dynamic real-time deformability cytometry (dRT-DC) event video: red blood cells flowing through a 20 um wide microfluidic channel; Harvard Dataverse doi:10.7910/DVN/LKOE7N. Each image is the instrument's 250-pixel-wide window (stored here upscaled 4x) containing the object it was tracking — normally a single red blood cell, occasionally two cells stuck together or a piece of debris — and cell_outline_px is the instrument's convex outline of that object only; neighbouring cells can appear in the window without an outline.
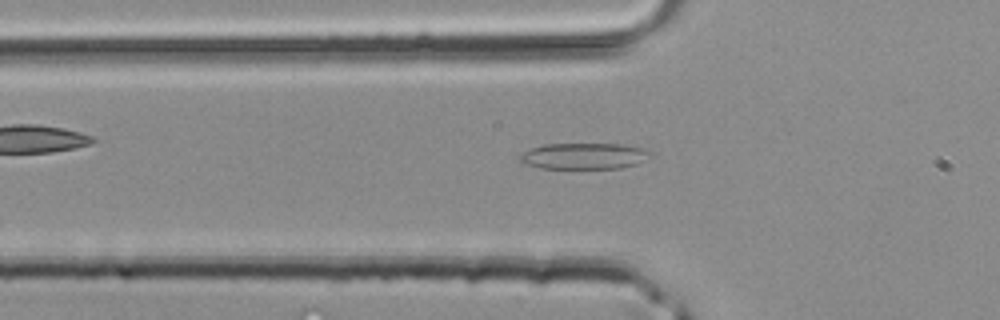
{"species": "common noctule bat (a hibernating species)", "species_latin": "Nyctalus noctula", "temperature_condition": "room temperature", "stored_images_in_passage": 38, "camera_frame_rate_fps": 3000, "um_per_image_px": 0.085, "animal": {"sex": "male", "body_mass_g": 20.4}, "frame": {"image": 1, "passage_image": 12, "time_ms": 3.667, "image_size_px": [1000, 320], "cell_outline_px": [[652, 156], [636, 164], [620, 168], [540, 168], [524, 164], [520, 160], [520, 156], [524, 152], [532, 148], [544, 144], [620, 144], [644, 148], [652, 152]], "centroid_in_image_um": [49.67, 13.26], "position_along_channel_um": 76.1, "area_um2": 19.83}}
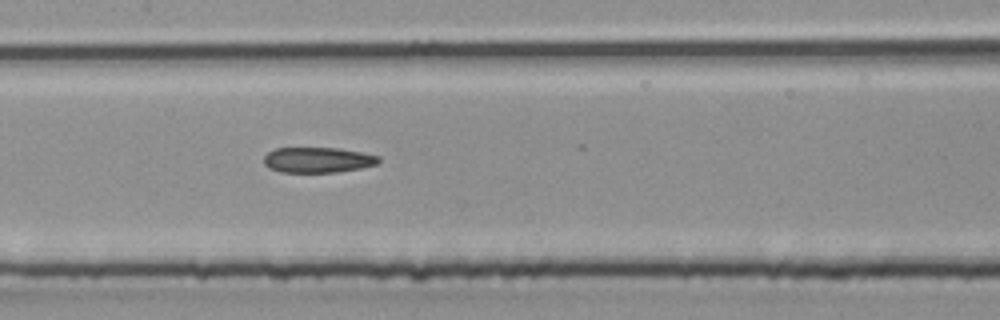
{"frame": {"image": 2, "passage_image": 18, "time_ms": 5.667, "image_size_px": [1000, 320], "cell_outline_px": [[380, 160], [376, 164], [360, 168], [336, 172], [280, 172], [268, 168], [264, 164], [264, 156], [268, 152], [276, 148], [340, 148], [380, 156]], "centroid_in_image_um": [26.99, 13.59], "position_along_channel_um": 180.4, "area_um2": 16.99}}
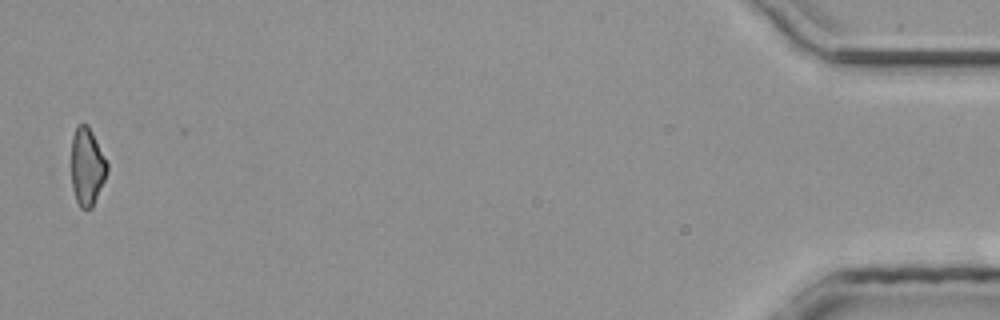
{"frame": {"image": 3, "passage_image": 38, "time_ms": 12.333, "image_size_px": [1000, 320], "cell_outline_px": [[108, 172], [92, 208], [80, 208], [76, 200], [72, 188], [72, 136], [76, 124], [88, 124], [108, 164]], "centroid_in_image_um": [7.4, 14.15], "position_along_channel_um": 427.8, "area_um2": 16.18}}